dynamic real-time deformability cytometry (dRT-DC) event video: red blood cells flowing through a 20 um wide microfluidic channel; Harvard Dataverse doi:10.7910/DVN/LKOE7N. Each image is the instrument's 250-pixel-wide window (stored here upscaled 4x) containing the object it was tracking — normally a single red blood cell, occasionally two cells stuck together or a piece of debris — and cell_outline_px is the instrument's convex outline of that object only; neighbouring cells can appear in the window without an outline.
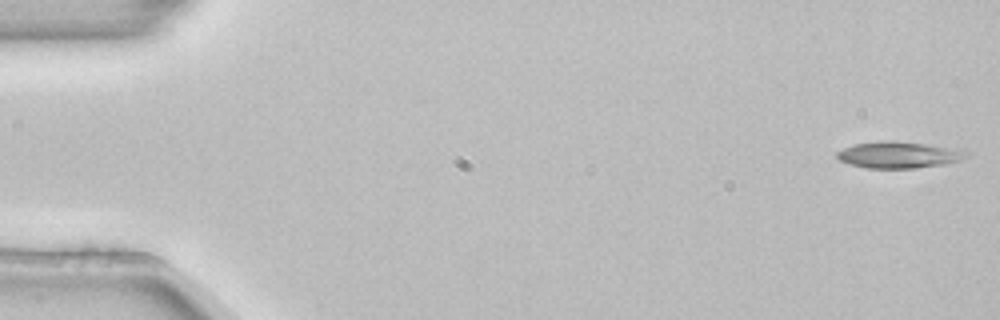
{"species": "common noctule bat (a hibernating species)", "species_latin": "Nyctalus noctula", "temperature_condition": "room temperature", "stored_images_in_passage": 4, "camera_frame_rate_fps": 3000, "um_per_image_px": 0.085, "animal": {"sex": "female", "body_mass_g": 22.7, "forearm_length_mm": 54.2}, "frame": {"image": 1, "passage_image": 1, "time_ms": 0.0, "image_size_px": [1000, 320], "cell_outline_px": [[968, 156], [960, 160], [944, 164], [916, 168], [868, 168], [848, 164], [840, 160], [836, 156], [836, 152], [852, 144], [880, 140], [892, 140], [960, 148], [968, 152]], "centroid_in_image_um": [76.39, 13.15], "position_along_channel_um": 8.6, "area_um2": 20.23}}
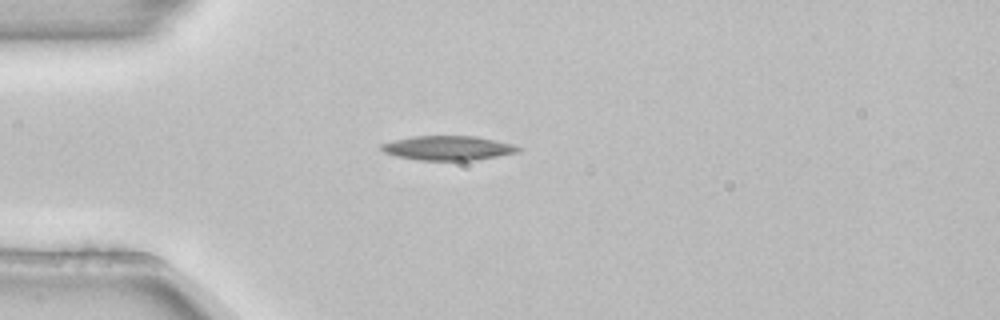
{"frame": {"image": 2, "passage_image": 4, "time_ms": 1.0, "image_size_px": [1000, 320], "cell_outline_px": [[524, 148], [520, 152], [472, 160], [416, 160], [396, 156], [384, 152], [380, 148], [380, 144], [412, 136], [476, 136], [516, 144]], "centroid_in_image_um": [38.13, 12.57], "position_along_channel_um": 46.9, "area_um2": 19.54}}